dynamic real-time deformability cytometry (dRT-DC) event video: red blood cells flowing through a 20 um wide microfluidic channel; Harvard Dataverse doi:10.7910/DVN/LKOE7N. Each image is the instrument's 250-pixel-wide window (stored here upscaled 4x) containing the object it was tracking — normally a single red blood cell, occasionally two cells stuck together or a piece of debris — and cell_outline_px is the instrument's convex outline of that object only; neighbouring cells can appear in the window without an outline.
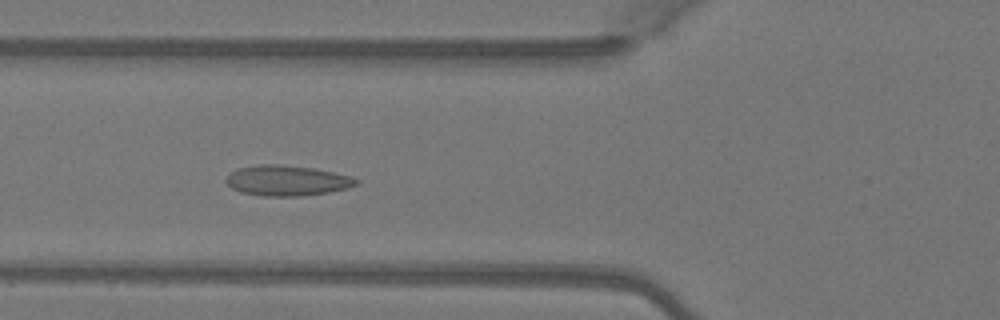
{"species": "Egyptian fruit bat (a non-hibernating species)", "species_latin": "Rousettus aegyptiacus", "temperature_condition": "warm", "stored_images_in_passage": 43, "camera_frame_rate_fps": 3000, "um_per_image_px": 0.085, "animal": {"sex": "female"}, "frame": {"image": 1, "passage_image": 11, "time_ms": 3.333, "image_size_px": [1000, 320], "cell_outline_px": [[360, 180], [356, 184], [348, 188], [328, 192], [304, 196], [264, 196], [240, 192], [232, 188], [224, 180], [236, 168], [260, 164], [280, 164], [312, 168], [332, 172], [348, 176]], "centroid_in_image_um": [24.36, 15.35], "position_along_channel_um": 101.4, "area_um2": 22.95}}
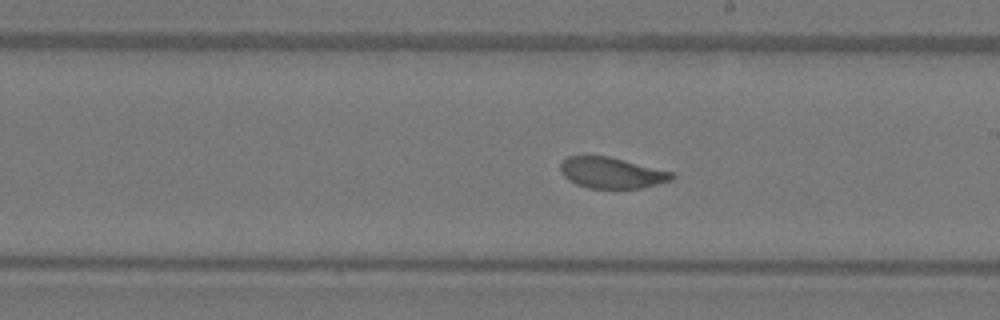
{"frame": {"image": 2, "passage_image": 21, "time_ms": 6.667, "image_size_px": [1000, 320], "cell_outline_px": [[676, 176], [672, 180], [640, 188], [588, 188], [576, 184], [568, 180], [560, 172], [560, 164], [568, 156], [608, 156], [672, 172]], "centroid_in_image_um": [51.96, 14.69], "position_along_channel_um": 237.0, "area_um2": 19.94}}
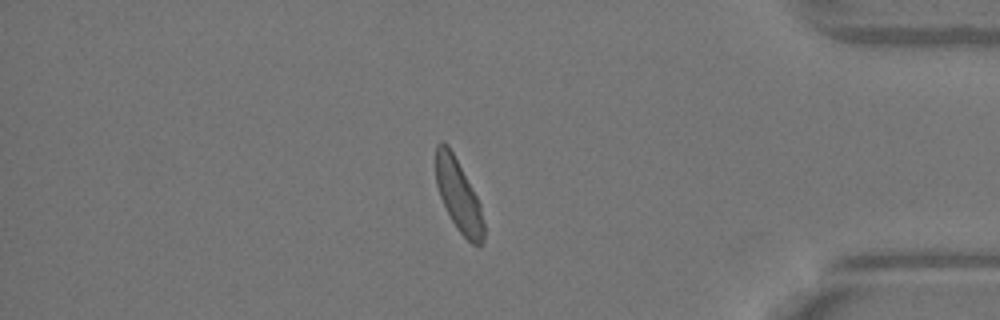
{"frame": {"image": 3, "passage_image": 35, "time_ms": 11.333, "image_size_px": [1000, 320], "cell_outline_px": [[484, 240], [480, 248], [472, 244], [456, 228], [440, 196], [436, 184], [436, 144], [440, 140], [448, 144], [472, 188], [480, 204], [484, 224]], "centroid_in_image_um": [38.98, 16.64], "position_along_channel_um": 396.2, "area_um2": 19.94}, "authors_computed_cell_mechanics": {"area_um2": 21.097, "velocity_mm_per_s": 4.0826, "shape_relaxation_time_tau1_ms": 2.9275, "shape_relaxation_time_tau2_ms": 1.024, "deformation_change_tau1": 0.1008, "deformation_change_tau2": 0.0614}}